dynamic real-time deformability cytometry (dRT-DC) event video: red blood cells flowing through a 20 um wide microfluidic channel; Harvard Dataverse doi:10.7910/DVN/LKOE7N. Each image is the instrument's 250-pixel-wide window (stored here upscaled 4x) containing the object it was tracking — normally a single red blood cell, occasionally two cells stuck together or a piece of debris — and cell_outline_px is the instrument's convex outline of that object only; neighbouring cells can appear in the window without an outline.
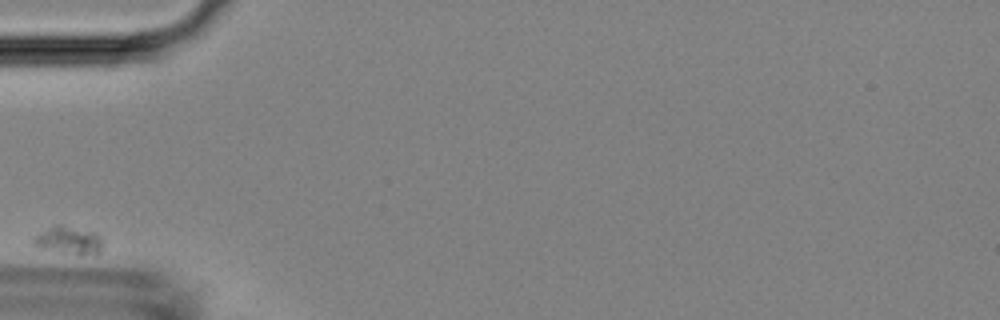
{"species": "Egyptian fruit bat (a non-hibernating species)", "species_latin": "Rousettus aegyptiacus", "temperature_condition": "room temperature", "stored_images_in_passage": 3, "camera_frame_rate_fps": 3000, "um_per_image_px": 0.085, "animal": {"sex": "female"}, "frame": {"image": 1, "passage_image": 1, "time_ms": 0.0, "image_size_px": [1000, 320], "cell_outline_px": [[100, 252], [96, 256], [80, 256], [36, 244], [32, 240], [40, 232], [56, 224], [60, 224], [92, 232], [100, 240]], "centroid_in_image_um": [5.9, 20.44], "position_along_channel_um": 79.1, "area_um2": 10.58}}
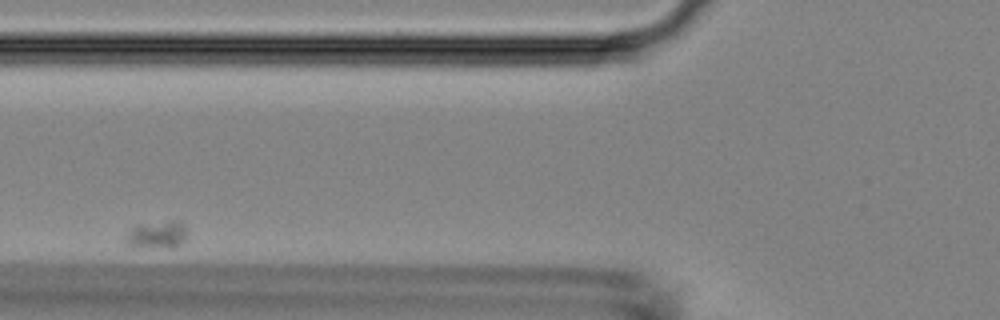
{"frame": {"image": 2, "passage_image": 2, "time_ms": 1.333, "image_size_px": [1000, 320], "cell_outline_px": [[188, 236], [176, 248], [132, 248], [124, 244], [132, 228], [140, 224], [172, 220], [176, 220], [184, 224]], "centroid_in_image_um": [13.37, 19.99], "position_along_channel_um": 112.4, "area_um2": 10.17}}